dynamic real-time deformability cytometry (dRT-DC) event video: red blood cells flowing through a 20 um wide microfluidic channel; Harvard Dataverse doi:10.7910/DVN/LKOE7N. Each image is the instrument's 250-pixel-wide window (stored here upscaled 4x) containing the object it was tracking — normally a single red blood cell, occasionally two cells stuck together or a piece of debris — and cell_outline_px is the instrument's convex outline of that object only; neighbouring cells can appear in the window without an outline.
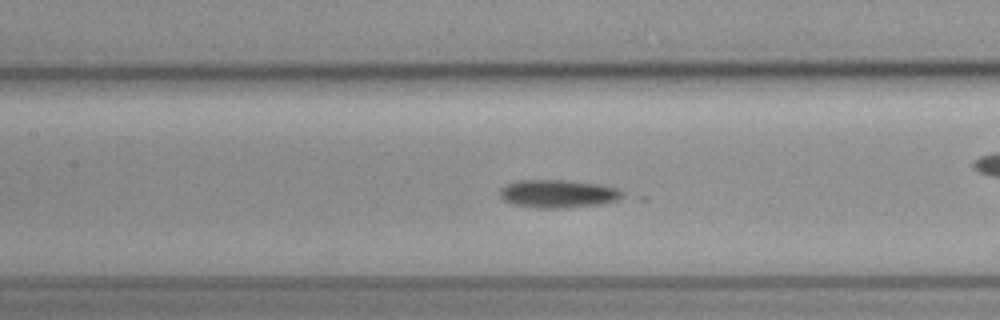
{"species": "common noctule bat (a hibernating species)", "species_latin": "Nyctalus noctula", "temperature_condition": "cold", "stored_images_in_passage": 35, "camera_frame_rate_fps": 3000, "um_per_image_px": 0.085, "animal": {"sex": "female", "body_mass_g": 19.3, "forearm_length_mm": 54.1}, "frame": {"image": 1, "passage_image": 11, "time_ms": 3.333, "image_size_px": [1000, 320], "cell_outline_px": [[632, 196], [620, 200], [604, 204], [564, 208], [536, 208], [512, 204], [504, 200], [500, 196], [500, 188], [516, 180], [568, 180], [600, 184], [620, 188]], "centroid_in_image_um": [47.58, 16.47], "position_along_channel_um": 159.8, "area_um2": 20.75}}
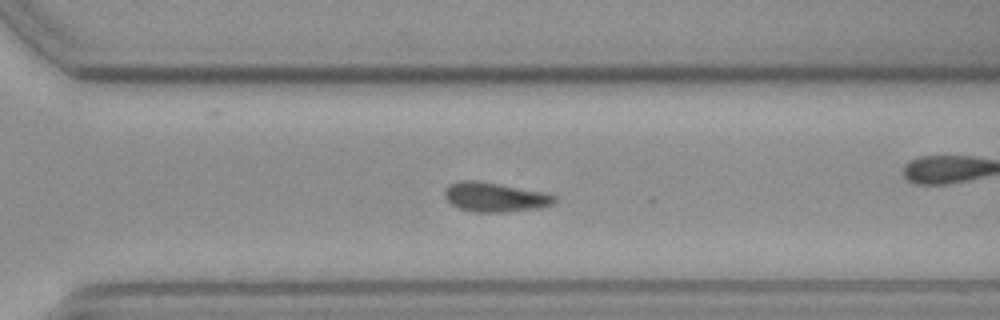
{"frame": {"image": 2, "passage_image": 25, "time_ms": 8.0, "image_size_px": [1000, 320], "cell_outline_px": [[556, 204], [540, 208], [508, 212], [472, 212], [460, 208], [452, 204], [444, 196], [444, 188], [448, 184], [460, 180], [476, 180], [544, 192], [556, 196]], "centroid_in_image_um": [42.07, 16.76], "position_along_channel_um": 328.5, "area_um2": 19.02}, "authors_computed_cell_mechanics": {"area_um2": 19.941, "velocity_mm_per_s": 3.6189, "shape_relaxation_time_tau1_ms": null, "shape_relaxation_time_tau2_ms": 4.3257, "deformation_change_tau1": null, "deformation_change_tau2": 0.1108}}